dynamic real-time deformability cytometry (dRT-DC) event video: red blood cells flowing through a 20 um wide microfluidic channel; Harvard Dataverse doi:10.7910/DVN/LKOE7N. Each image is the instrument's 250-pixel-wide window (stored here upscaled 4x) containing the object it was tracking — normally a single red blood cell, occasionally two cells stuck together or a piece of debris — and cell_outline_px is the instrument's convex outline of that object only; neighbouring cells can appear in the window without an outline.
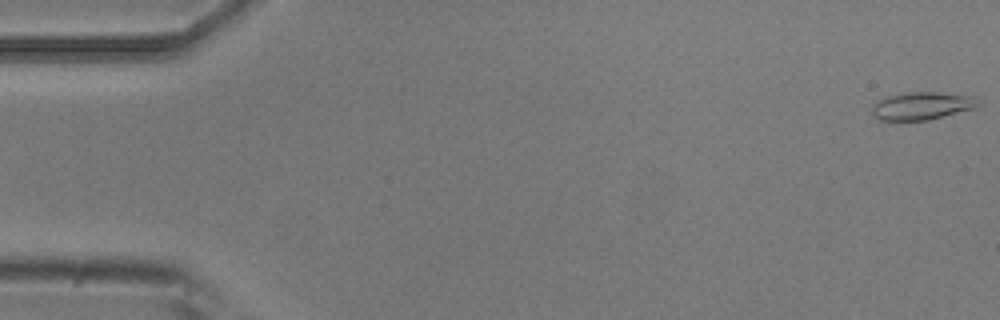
{"species": "common noctule bat (a hibernating species)", "species_latin": "Nyctalus noctula", "temperature_condition": "room temperature", "stored_images_in_passage": 3, "camera_frame_rate_fps": 3000, "um_per_image_px": 0.085, "animal": {"sex": "male", "body_mass_g": 20.5, "forearm_length_mm": 52.5}, "frame": {"image": 1, "passage_image": 1, "time_ms": 0.0, "image_size_px": [1000, 320], "cell_outline_px": [[980, 104], [976, 108], [928, 120], [880, 120], [872, 116], [872, 104], [888, 96], [904, 92], [936, 92], [976, 96]], "centroid_in_image_um": [78.38, 8.99], "position_along_channel_um": 6.6, "area_um2": 17.28}}